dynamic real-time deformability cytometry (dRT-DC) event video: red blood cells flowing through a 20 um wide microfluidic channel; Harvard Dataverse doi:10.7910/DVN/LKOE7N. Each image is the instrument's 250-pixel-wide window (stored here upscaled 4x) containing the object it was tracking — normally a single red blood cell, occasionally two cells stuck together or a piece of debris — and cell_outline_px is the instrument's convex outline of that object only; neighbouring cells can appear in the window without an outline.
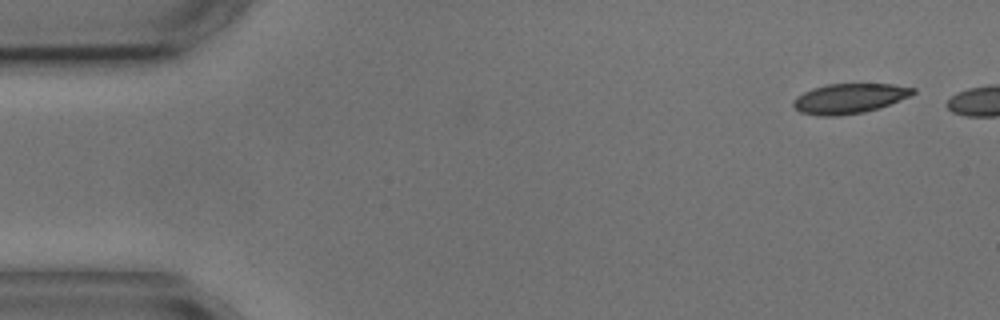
{"species": "common noctule bat (a hibernating species)", "species_latin": "Nyctalus noctula", "temperature_condition": "cold", "stored_images_in_passage": 5, "camera_frame_rate_fps": 3000, "um_per_image_px": 0.085, "animal": {"sex": "male", "body_mass_g": 17.9, "forearm_length_mm": 54.2}, "frame": {"image": 1, "passage_image": 1, "time_ms": 0.0, "image_size_px": [1000, 320], "cell_outline_px": [[916, 92], [908, 96], [880, 108], [864, 112], [836, 116], [820, 116], [800, 112], [792, 104], [796, 96], [812, 88], [828, 84], [892, 84], [916, 88]], "centroid_in_image_um": [72.18, 8.37], "position_along_channel_um": 12.8, "area_um2": 20.75}}